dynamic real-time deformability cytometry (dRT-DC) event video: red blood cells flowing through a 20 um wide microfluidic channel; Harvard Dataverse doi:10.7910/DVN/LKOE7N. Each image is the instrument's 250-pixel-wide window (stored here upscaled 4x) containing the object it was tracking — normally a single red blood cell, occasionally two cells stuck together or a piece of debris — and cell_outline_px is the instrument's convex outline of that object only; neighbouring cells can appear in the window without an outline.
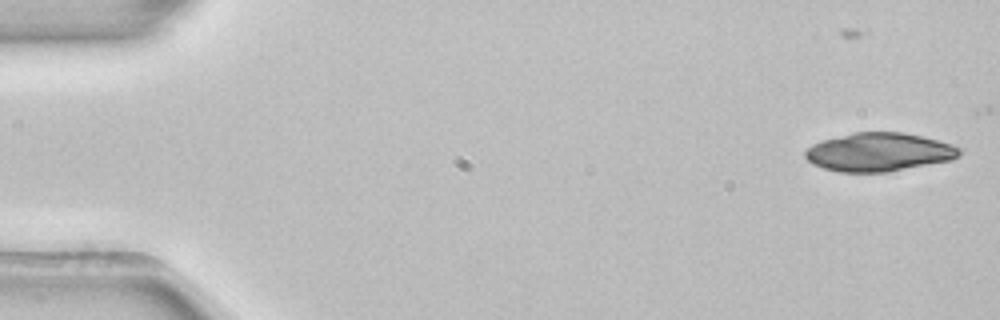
{"species": "common noctule bat (a hibernating species)", "species_latin": "Nyctalus noctula", "temperature_condition": "room temperature", "stored_images_in_passage": 15, "camera_frame_rate_fps": 3000, "um_per_image_px": 0.085, "animal": {"sex": "female", "body_mass_g": 22.7, "forearm_length_mm": 54.2}, "frame": {"image": 1, "passage_image": 1, "time_ms": 0.0, "image_size_px": [1000, 320], "cell_outline_px": [[960, 156], [952, 160], [888, 172], [840, 172], [824, 168], [812, 164], [804, 156], [804, 152], [812, 144], [824, 140], [856, 132], [904, 132], [952, 144], [960, 148]], "centroid_in_image_um": [74.72, 12.94], "position_along_channel_um": 10.3, "area_um2": 34.45}}